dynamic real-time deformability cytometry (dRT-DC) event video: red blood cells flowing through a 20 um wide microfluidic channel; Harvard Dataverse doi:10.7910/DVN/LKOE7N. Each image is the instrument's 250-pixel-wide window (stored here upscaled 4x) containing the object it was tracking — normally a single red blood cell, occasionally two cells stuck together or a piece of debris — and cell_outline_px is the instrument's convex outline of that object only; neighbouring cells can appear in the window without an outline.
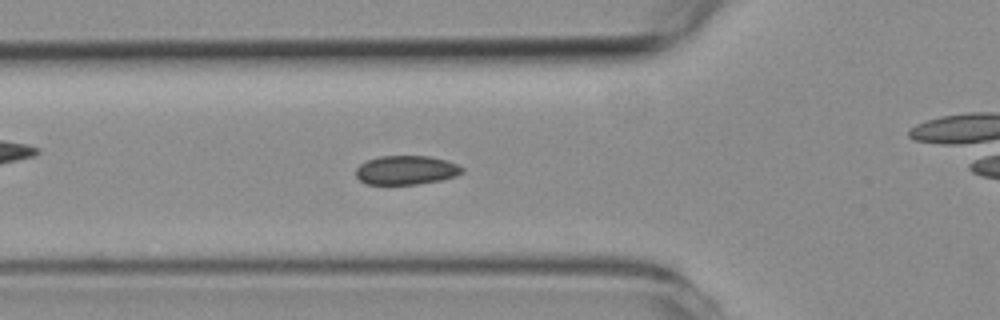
{"species": "common noctule bat (a hibernating species)", "species_latin": "Nyctalus noctula", "temperature_condition": "room temperature", "stored_images_in_passage": 54, "camera_frame_rate_fps": 3000, "um_per_image_px": 0.085, "animal": {"sex": "female", "body_mass_g": 19.3, "forearm_length_mm": 54.1}, "frame": {"image": 1, "passage_image": 18, "time_ms": 5.667, "image_size_px": [1000, 320], "cell_outline_px": [[464, 172], [456, 176], [440, 180], [416, 184], [368, 184], [360, 180], [356, 176], [356, 168], [360, 164], [368, 160], [380, 156], [428, 156], [444, 160], [456, 164], [464, 168]], "centroid_in_image_um": [34.52, 14.46], "position_along_channel_um": 91.3, "area_um2": 17.8}}
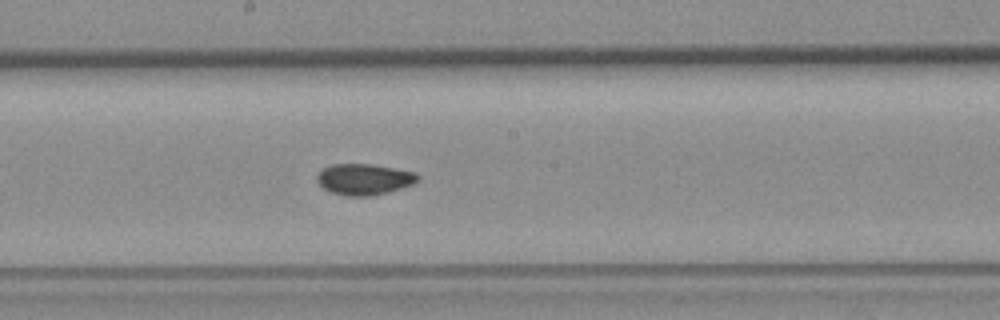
{"frame": {"image": 2, "passage_image": 28, "time_ms": 9.0, "image_size_px": [1000, 320], "cell_outline_px": [[420, 180], [416, 184], [388, 192], [368, 196], [348, 196], [332, 192], [324, 188], [316, 180], [316, 172], [320, 168], [332, 164], [372, 164], [416, 172], [420, 176]], "centroid_in_image_um": [30.97, 15.22], "position_along_channel_um": 217.2, "area_um2": 18.55}}
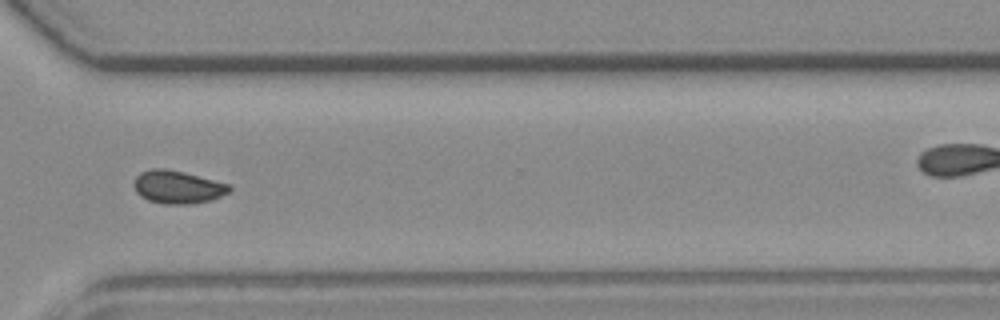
{"frame": {"image": 3, "passage_image": 39, "time_ms": 12.667, "image_size_px": [1000, 320], "cell_outline_px": [[232, 188], [228, 192], [212, 200], [188, 204], [164, 204], [148, 200], [140, 196], [136, 192], [132, 184], [136, 176], [140, 172], [152, 168], [164, 168], [184, 172], [232, 184]], "centroid_in_image_um": [15.09, 15.89], "position_along_channel_um": 355.5, "area_um2": 18.55}, "authors_computed_cell_mechanics": {"area_um2": 18.1492, "velocity_mm_per_s": 3.772, "shape_relaxation_time_tau1_ms": 4.6021, "shape_relaxation_time_tau2_ms": null, "deformation_change_tau1": 0.0764, "deformation_change_tau2": null}}